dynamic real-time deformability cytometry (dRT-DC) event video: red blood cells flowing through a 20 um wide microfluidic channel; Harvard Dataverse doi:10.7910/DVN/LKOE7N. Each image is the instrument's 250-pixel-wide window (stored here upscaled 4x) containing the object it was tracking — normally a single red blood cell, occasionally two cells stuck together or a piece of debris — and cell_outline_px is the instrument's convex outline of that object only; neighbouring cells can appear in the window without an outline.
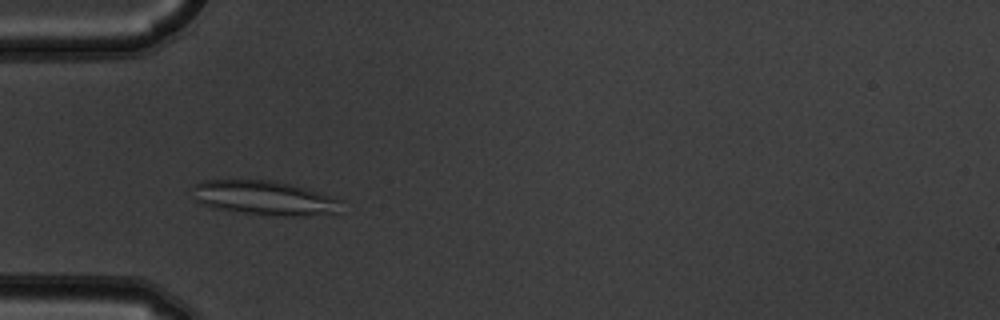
{"species": "common noctule bat (a hibernating species)", "species_latin": "Nyctalus noctula", "temperature_condition": "warm", "stored_images_in_passage": 5, "camera_frame_rate_fps": 3000, "um_per_image_px": 0.085, "animal": {"sex": "male", "body_mass_g": 19.5, "forearm_length_mm": 54.6}, "frame": {"image": 1, "passage_image": 4, "time_ms": 1.0, "image_size_px": [1000, 320], "cell_outline_px": [[344, 200], [336, 212], [292, 216], [284, 216], [244, 212], [216, 208], [204, 204], [196, 200], [192, 196], [188, 188], [204, 180], [268, 180], [292, 184], [308, 188]], "centroid_in_image_um": [22.44, 16.79], "position_along_channel_um": 62.6, "area_um2": 29.54}}
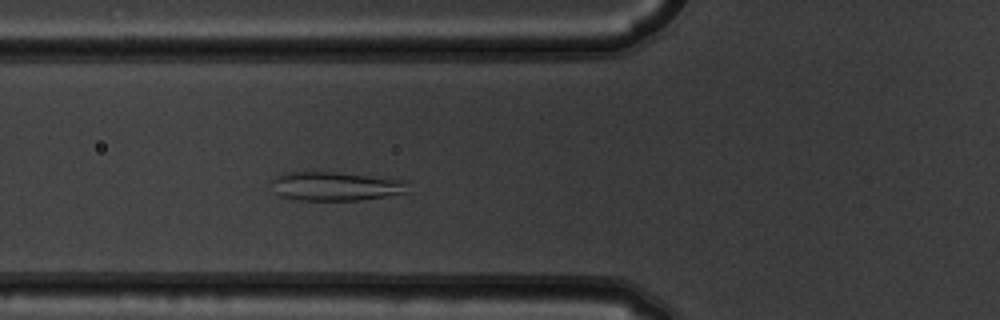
{"frame": {"image": 2, "passage_image": 5, "time_ms": 1.333, "image_size_px": [1000, 320], "cell_outline_px": [[408, 180], [404, 192], [384, 196], [360, 200], [300, 200], [280, 196], [276, 192], [272, 180], [276, 176], [288, 172], [336, 172], [392, 176]], "centroid_in_image_um": [28.6, 15.8], "position_along_channel_um": 97.2, "area_um2": 23.18}}